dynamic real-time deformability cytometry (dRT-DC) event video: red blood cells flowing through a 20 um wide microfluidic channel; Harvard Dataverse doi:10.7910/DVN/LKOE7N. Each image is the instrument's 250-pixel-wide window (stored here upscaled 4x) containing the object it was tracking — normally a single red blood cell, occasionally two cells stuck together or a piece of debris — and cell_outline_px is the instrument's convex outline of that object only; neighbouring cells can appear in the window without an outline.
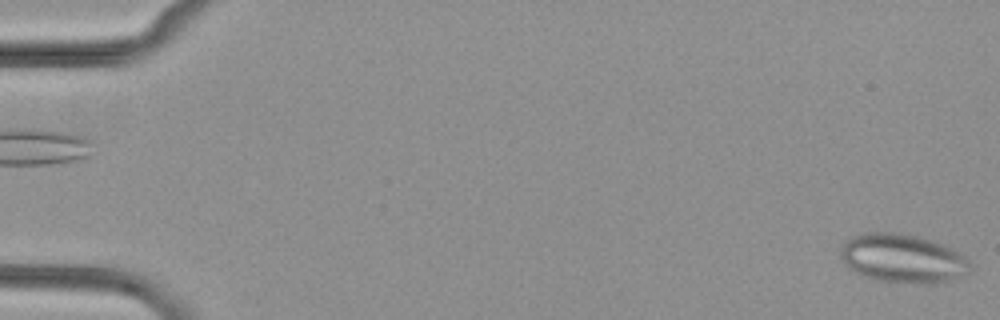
{"species": "common noctule bat (a hibernating species)", "species_latin": "Nyctalus noctula", "temperature_condition": "cold", "stored_images_in_passage": 49, "segment_of_instrument_passage": [1, 2], "camera_frame_rate_fps": 3000, "um_per_image_px": 0.085, "animal": {"sex": "female", "body_mass_g": 29.2, "forearm_length_mm": 56.3}, "frame": {"image": 1, "passage_image": 1, "time_ms": 0.0, "image_size_px": [1000, 320], "cell_outline_px": [[972, 268], [968, 276], [944, 284], [916, 284], [876, 280], [864, 276], [848, 268], [844, 264], [840, 256], [840, 248], [852, 236], [860, 232], [900, 232], [916, 236], [952, 248], [960, 252], [968, 260]], "centroid_in_image_um": [76.78, 22.0], "position_along_channel_um": 8.2, "area_um2": 37.69}}